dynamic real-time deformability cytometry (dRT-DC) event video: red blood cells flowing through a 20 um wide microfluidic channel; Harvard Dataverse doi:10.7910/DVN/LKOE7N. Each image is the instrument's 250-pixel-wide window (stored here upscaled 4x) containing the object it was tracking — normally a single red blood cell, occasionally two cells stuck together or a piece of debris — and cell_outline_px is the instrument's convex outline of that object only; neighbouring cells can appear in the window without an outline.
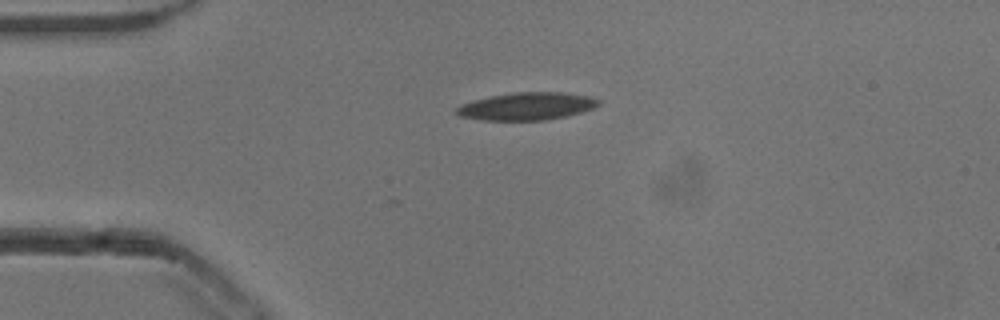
{"species": "common noctule bat (a hibernating species)", "species_latin": "Nyctalus noctula", "temperature_condition": "cold", "stored_images_in_passage": 4, "camera_frame_rate_fps": 3000, "um_per_image_px": 0.085, "animal": {"sex": "male", "body_mass_g": 13.3}, "frame": {"image": 1, "passage_image": 1, "time_ms": 0.0, "image_size_px": [1000, 320], "cell_outline_px": [[600, 104], [592, 108], [580, 112], [564, 116], [544, 120], [484, 120], [460, 116], [456, 112], [456, 108], [460, 104], [472, 100], [492, 96], [516, 92], [560, 92], [584, 96], [600, 100]], "centroid_in_image_um": [44.72, 9.03], "position_along_channel_um": 40.3, "area_um2": 22.43}}